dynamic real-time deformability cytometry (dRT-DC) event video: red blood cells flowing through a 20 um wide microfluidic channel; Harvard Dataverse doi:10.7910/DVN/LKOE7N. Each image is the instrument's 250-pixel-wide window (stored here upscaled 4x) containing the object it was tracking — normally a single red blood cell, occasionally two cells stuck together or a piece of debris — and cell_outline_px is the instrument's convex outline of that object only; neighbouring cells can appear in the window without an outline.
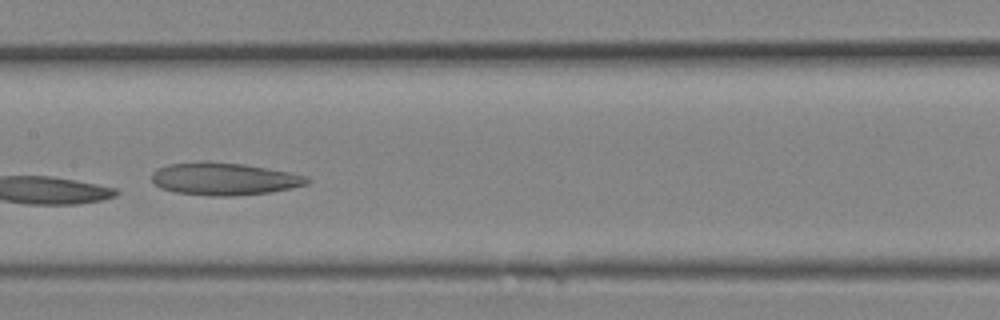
{"species": "Egyptian fruit bat (a non-hibernating species)", "species_latin": "Rousettus aegyptiacus", "temperature_condition": "room temperature", "stored_images_in_passage": 16, "camera_frame_rate_fps": 3000, "um_per_image_px": 0.085, "animal": {"sex": "female"}, "frame": {"image": 1, "passage_image": 7, "time_ms": 2.0, "image_size_px": [1000, 320], "cell_outline_px": [[312, 180], [308, 184], [292, 188], [268, 192], [232, 196], [212, 196], [176, 192], [160, 188], [152, 184], [152, 172], [156, 168], [168, 164], [208, 160], [244, 164], [268, 168], [308, 176]], "centroid_in_image_um": [19.03, 15.19], "position_along_channel_um": 188.4, "area_um2": 29.77}}
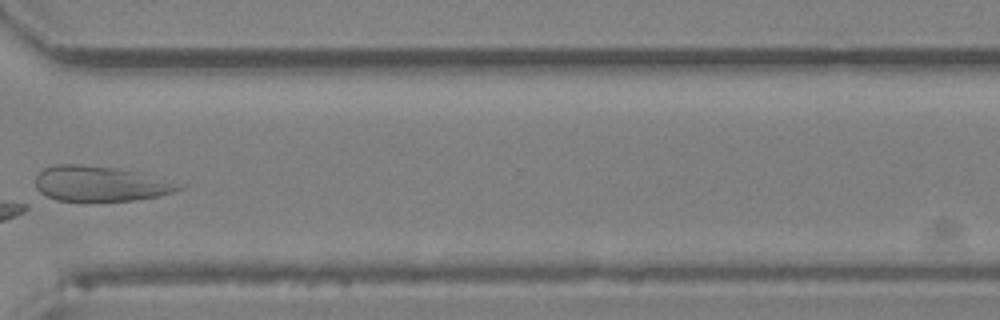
{"frame": {"image": 2, "passage_image": 12, "time_ms": 3.667, "image_size_px": [1000, 320], "cell_outline_px": [[184, 188], [172, 192], [156, 196], [136, 200], [56, 200], [36, 196], [36, 176], [44, 168], [56, 164], [80, 164], [116, 168], [136, 172], [184, 184]], "centroid_in_image_um": [8.44, 15.62], "position_along_channel_um": 362.2, "area_um2": 29.48}}